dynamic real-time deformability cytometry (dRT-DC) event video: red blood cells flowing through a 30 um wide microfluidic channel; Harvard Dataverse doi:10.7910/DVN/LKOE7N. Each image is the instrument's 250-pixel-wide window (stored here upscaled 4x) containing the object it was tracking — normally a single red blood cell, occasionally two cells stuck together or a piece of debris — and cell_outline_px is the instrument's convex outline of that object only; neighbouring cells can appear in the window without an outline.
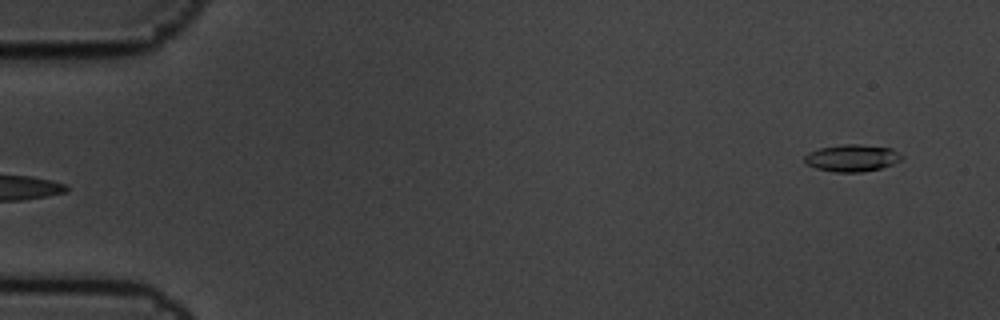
{"species": "common noctule bat (a hibernating species)", "species_latin": "Nyctalus noctula", "temperature_condition": "cold", "stored_images_in_passage": 3, "camera_frame_rate_fps": 3000, "um_per_image_px": 0.085, "animal": {"sex": "male", "body_mass_g": 19.5, "forearm_length_mm": 54.6}, "frame": {"image": 1, "passage_image": 3, "time_ms": 0.667, "image_size_px": [1000, 320], "cell_outline_px": [[904, 156], [900, 160], [892, 164], [880, 168], [860, 172], [836, 172], [816, 168], [808, 164], [804, 160], [804, 156], [808, 152], [820, 148], [844, 144], [860, 144], [892, 148]], "centroid_in_image_um": [72.43, 13.42], "position_along_channel_um": 12.6, "area_um2": 15.2}}